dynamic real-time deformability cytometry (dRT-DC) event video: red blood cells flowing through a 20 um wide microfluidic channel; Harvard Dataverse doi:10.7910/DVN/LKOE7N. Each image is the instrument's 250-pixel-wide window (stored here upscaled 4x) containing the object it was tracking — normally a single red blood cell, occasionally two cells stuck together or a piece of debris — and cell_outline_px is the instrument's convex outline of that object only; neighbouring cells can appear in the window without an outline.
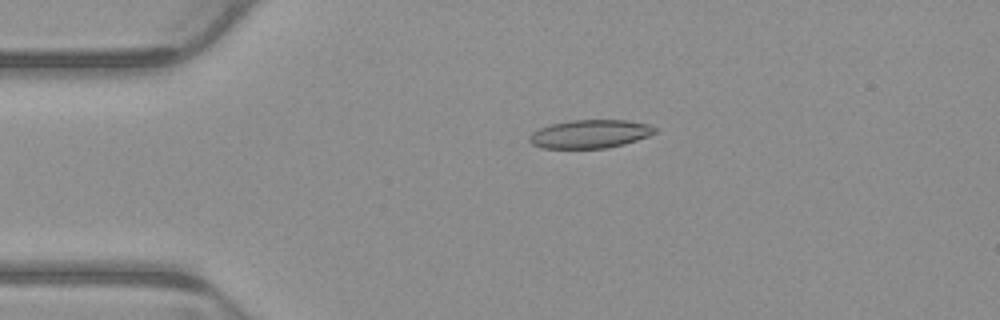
{"species": "common noctule bat (a hibernating species)", "species_latin": "Nyctalus noctula", "temperature_condition": "warm", "stored_images_in_passage": 5, "camera_frame_rate_fps": 3000, "um_per_image_px": 0.085, "animal": {"sex": "male", "body_mass_g": 23.1, "forearm_length_mm": 52.7}, "frame": {"image": 1, "passage_image": 3, "time_ms": 0.667, "image_size_px": [1000, 320], "cell_outline_px": [[656, 132], [648, 136], [624, 144], [604, 148], [540, 148], [532, 144], [528, 140], [528, 136], [532, 132], [540, 128], [552, 124], [572, 120], [624, 120], [648, 124], [656, 128]], "centroid_in_image_um": [50.12, 11.39], "position_along_channel_um": 34.9, "area_um2": 20.63}}
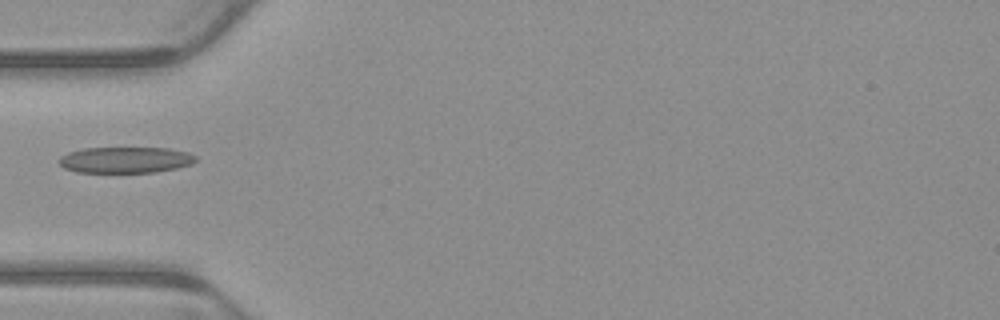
{"frame": {"image": 2, "passage_image": 4, "time_ms": 1.0, "image_size_px": [1000, 320], "cell_outline_px": [[196, 160], [192, 164], [176, 168], [156, 172], [76, 172], [64, 168], [56, 160], [60, 156], [68, 152], [84, 148], [168, 148], [188, 152], [196, 156]], "centroid_in_image_um": [10.64, 13.59], "position_along_channel_um": 74.4, "area_um2": 20.87}}
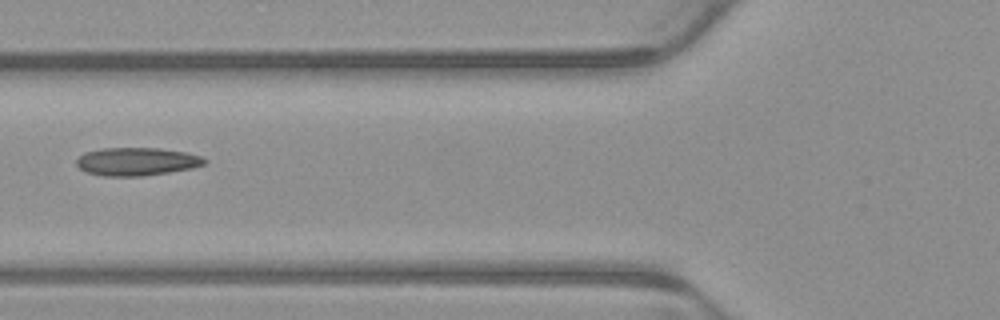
{"frame": {"image": 3, "passage_image": 5, "time_ms": 1.333, "image_size_px": [1000, 320], "cell_outline_px": [[208, 160], [204, 164], [192, 168], [168, 172], [140, 176], [104, 176], [88, 172], [80, 168], [76, 164], [76, 160], [84, 152], [104, 148], [160, 148], [188, 152], [200, 156]], "centroid_in_image_um": [11.63, 13.72], "position_along_channel_um": 114.2, "area_um2": 20.87}}